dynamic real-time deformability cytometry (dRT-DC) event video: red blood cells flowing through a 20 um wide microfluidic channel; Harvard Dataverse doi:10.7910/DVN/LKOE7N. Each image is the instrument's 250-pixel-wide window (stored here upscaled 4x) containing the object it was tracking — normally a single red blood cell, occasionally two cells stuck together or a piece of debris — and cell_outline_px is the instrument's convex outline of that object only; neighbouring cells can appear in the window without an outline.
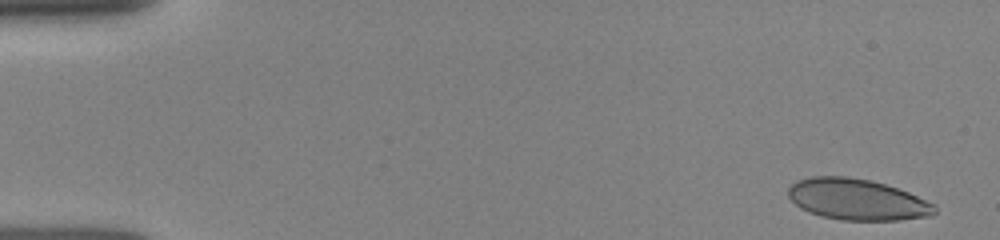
{"species": "human", "species_latin": "Homo sapiens", "temperature_condition": "room temperature", "stored_images_in_passage": 23, "camera_frame_rate_fps": 3000, "um_per_image_px": 0.085, "donor": {"sex": "female"}, "frame": {"image": 1, "passage_image": 1, "time_ms": 0.0, "image_size_px": [1000, 240], "cell_outline_px": [[936, 212], [932, 216], [900, 220], [840, 220], [820, 216], [808, 212], [800, 208], [788, 196], [788, 188], [796, 180], [812, 176], [848, 176], [868, 180], [884, 184], [908, 192], [936, 204]], "centroid_in_image_um": [72.85, 16.96], "position_along_channel_um": 12.1, "area_um2": 35.26}}
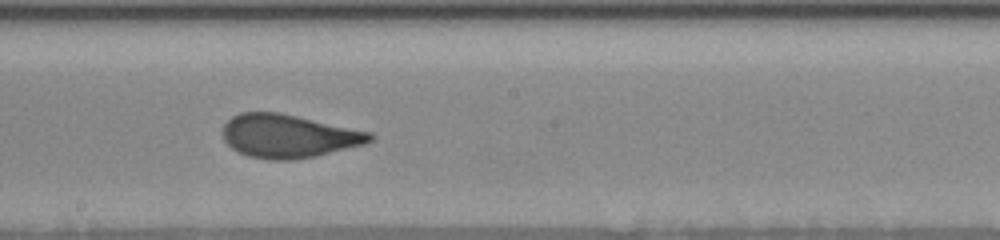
{"frame": {"image": 2, "passage_image": 10, "time_ms": 8.333, "image_size_px": [1000, 240], "cell_outline_px": [[372, 140], [364, 144], [316, 156], [292, 160], [268, 160], [248, 156], [236, 152], [224, 140], [224, 124], [232, 116], [240, 112], [280, 112], [372, 132]], "centroid_in_image_um": [24.51, 11.56], "position_along_channel_um": 223.7, "area_um2": 37.22}}
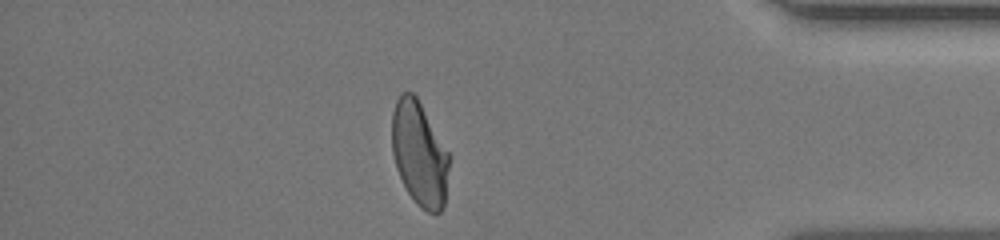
{"frame": {"image": 3, "passage_image": 19, "time_ms": 13.333, "image_size_px": [1000, 240], "cell_outline_px": [[452, 156], [444, 208], [440, 212], [428, 212], [420, 208], [416, 204], [408, 192], [396, 168], [392, 152], [392, 112], [396, 100], [400, 92], [412, 92], [416, 96]], "centroid_in_image_um": [35.68, 13.08], "position_along_channel_um": 399.5, "area_um2": 35.43}}